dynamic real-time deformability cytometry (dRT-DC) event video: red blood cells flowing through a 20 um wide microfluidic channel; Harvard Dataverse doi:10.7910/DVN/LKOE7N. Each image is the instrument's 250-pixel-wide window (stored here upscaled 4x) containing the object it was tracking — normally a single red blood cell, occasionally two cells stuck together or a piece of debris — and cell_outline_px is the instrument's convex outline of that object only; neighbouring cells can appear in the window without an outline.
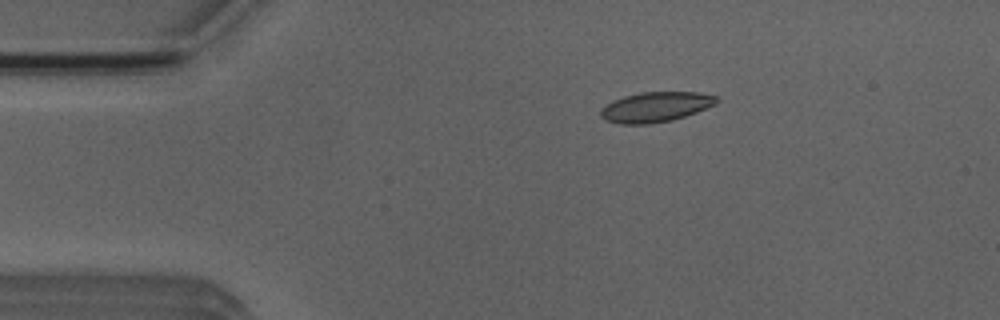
{"species": "Egyptian fruit bat (a non-hibernating species)", "species_latin": "Rousettus aegyptiacus", "temperature_condition": "room temperature", "stored_images_in_passage": 4, "camera_frame_rate_fps": 3000, "um_per_image_px": 0.085, "animal": {"sex": "male"}, "frame": {"image": 1, "passage_image": 2, "time_ms": 2.0, "image_size_px": [1000, 320], "cell_outline_px": [[720, 100], [716, 104], [696, 112], [672, 120], [648, 124], [620, 124], [604, 120], [600, 116], [600, 108], [612, 100], [624, 96], [640, 92], [700, 92], [716, 96]], "centroid_in_image_um": [55.7, 9.09], "position_along_channel_um": 29.3, "area_um2": 20.46}}